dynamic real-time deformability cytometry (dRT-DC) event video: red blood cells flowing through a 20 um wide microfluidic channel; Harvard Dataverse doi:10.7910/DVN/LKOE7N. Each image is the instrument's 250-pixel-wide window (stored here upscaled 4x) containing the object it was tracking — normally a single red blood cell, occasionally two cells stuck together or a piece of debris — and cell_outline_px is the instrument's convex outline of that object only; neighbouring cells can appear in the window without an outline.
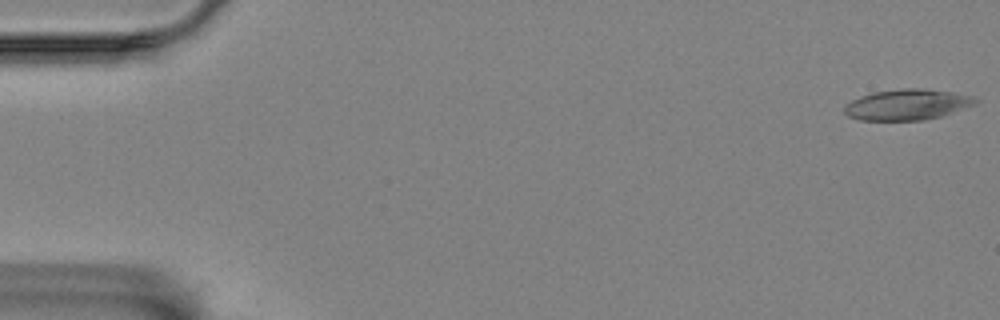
{"species": "Egyptian fruit bat (a non-hibernating species)", "species_latin": "Rousettus aegyptiacus", "temperature_condition": "room temperature", "stored_images_in_passage": 57, "camera_frame_rate_fps": 3000, "um_per_image_px": 0.085, "animal": {"sex": "female"}, "frame": {"image": 1, "passage_image": 1, "time_ms": 0.0, "image_size_px": [1000, 320], "cell_outline_px": [[980, 100], [976, 104], [940, 116], [924, 120], [860, 120], [848, 116], [844, 112], [844, 104], [860, 96], [872, 92], [904, 88], [924, 88], [952, 92], [972, 96]], "centroid_in_image_um": [77.09, 8.88], "position_along_channel_um": 7.9, "area_um2": 23.52}}
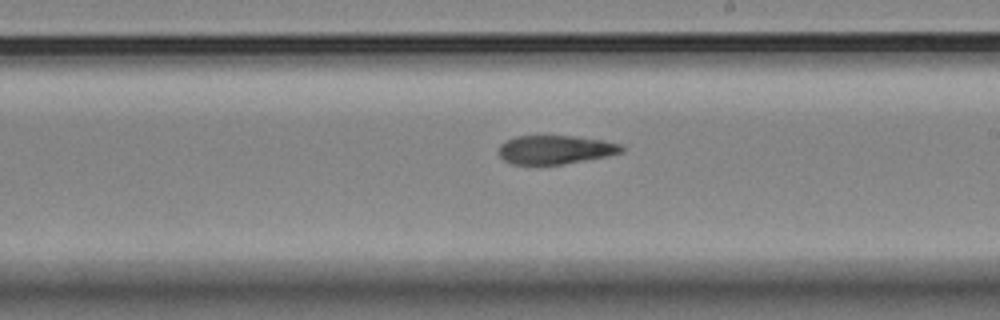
{"frame": {"image": 2, "passage_image": 33, "time_ms": 10.667, "image_size_px": [1000, 320], "cell_outline_px": [[624, 152], [604, 156], [560, 164], [512, 164], [504, 160], [496, 152], [500, 144], [504, 140], [516, 136], [572, 136], [600, 140], [624, 144]], "centroid_in_image_um": [47.15, 12.71], "position_along_channel_um": 241.9, "area_um2": 20.46}}
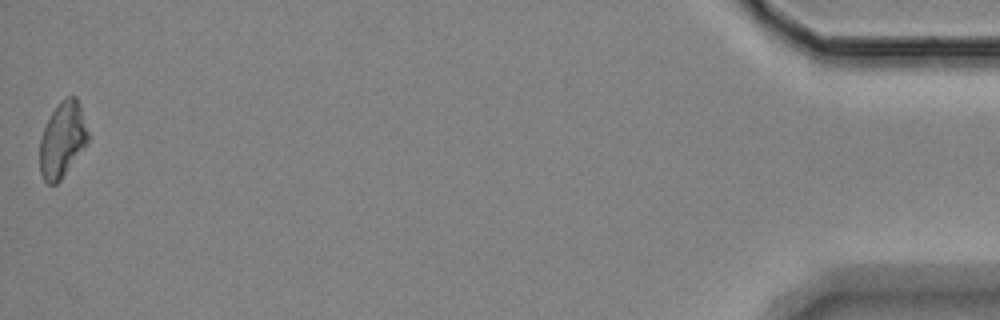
{"frame": {"image": 3, "passage_image": 57, "time_ms": 18.667, "image_size_px": [1000, 320], "cell_outline_px": [[92, 136], [84, 148], [60, 180], [56, 184], [48, 184], [44, 180], [40, 172], [40, 136], [52, 112], [60, 100], [68, 96], [76, 96], [80, 104]], "centroid_in_image_um": [5.34, 11.84], "position_along_channel_um": 429.9, "area_um2": 21.5}, "authors_computed_cell_mechanics": {"area_um2": 22.1374, "velocity_mm_per_s": 3.4781, "shape_relaxation_time_tau1_ms": null, "shape_relaxation_time_tau2_ms": 6.3381, "deformation_change_tau1": null, "deformation_change_tau2": 0.1403}}